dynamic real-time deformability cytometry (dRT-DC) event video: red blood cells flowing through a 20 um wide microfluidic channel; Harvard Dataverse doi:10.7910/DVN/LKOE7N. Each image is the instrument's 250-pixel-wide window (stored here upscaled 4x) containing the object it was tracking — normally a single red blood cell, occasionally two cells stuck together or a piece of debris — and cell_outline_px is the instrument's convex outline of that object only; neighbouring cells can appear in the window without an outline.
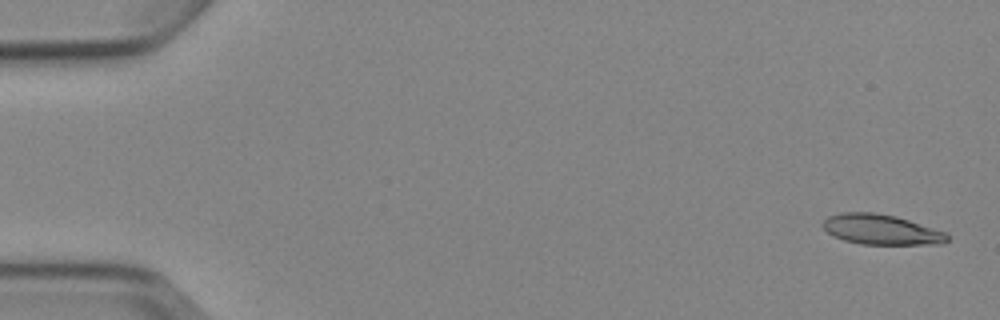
{"species": "Egyptian fruit bat (a non-hibernating species)", "species_latin": "Rousettus aegyptiacus", "temperature_condition": "cold", "stored_images_in_passage": 5, "camera_frame_rate_fps": 3000, "um_per_image_px": 0.085, "animal": {"sex": "female"}, "frame": {"image": 1, "passage_image": 1, "time_ms": 0.0, "image_size_px": [1000, 320], "cell_outline_px": [[948, 240], [944, 244], [860, 244], [844, 240], [832, 236], [820, 224], [828, 216], [844, 212], [872, 212], [896, 216], [948, 232]], "centroid_in_image_um": [74.91, 19.51], "position_along_channel_um": 10.1, "area_um2": 22.02}}
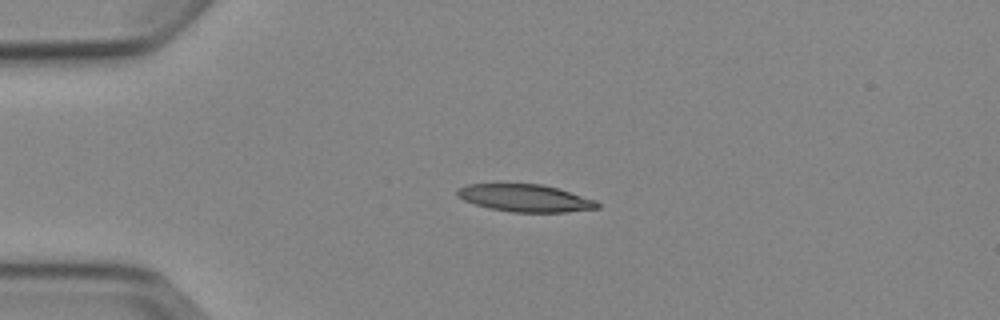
{"frame": {"image": 2, "passage_image": 4, "time_ms": 3.667, "image_size_px": [1000, 320], "cell_outline_px": [[600, 208], [564, 212], [512, 212], [488, 208], [464, 200], [456, 196], [456, 188], [468, 184], [540, 184], [556, 188], [596, 200], [600, 204]], "centroid_in_image_um": [44.61, 16.84], "position_along_channel_um": 40.4, "area_um2": 22.25}}